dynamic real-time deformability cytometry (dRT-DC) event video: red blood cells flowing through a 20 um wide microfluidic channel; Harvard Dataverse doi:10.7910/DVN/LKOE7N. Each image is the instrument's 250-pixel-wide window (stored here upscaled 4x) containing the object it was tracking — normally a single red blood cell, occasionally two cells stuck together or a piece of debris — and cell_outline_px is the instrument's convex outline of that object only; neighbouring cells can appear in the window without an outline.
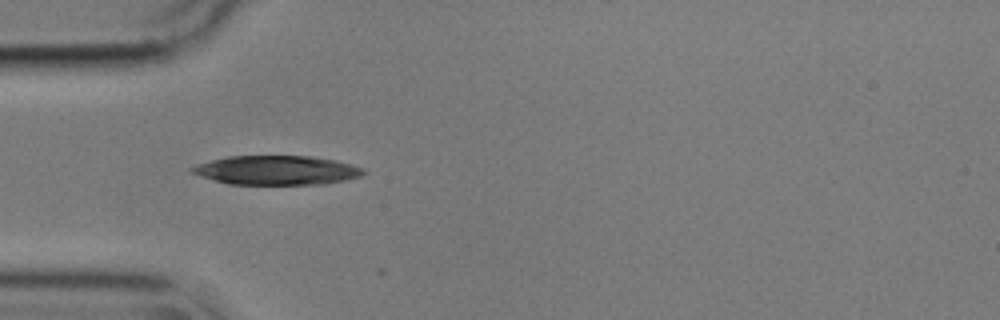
{"species": "common noctule bat (a hibernating species)", "species_latin": "Nyctalus noctula", "temperature_condition": "cold", "stored_images_in_passage": 10, "camera_frame_rate_fps": 3000, "um_per_image_px": 0.085, "animal": {"sex": "male", "body_mass_g": 17.9}, "frame": {"image": 1, "passage_image": 1, "time_ms": 0.0, "image_size_px": [1000, 320], "cell_outline_px": [[368, 172], [360, 176], [344, 180], [324, 184], [228, 184], [200, 176], [192, 172], [188, 168], [196, 164], [228, 156], [308, 156], [336, 160], [352, 164], [364, 168]], "centroid_in_image_um": [23.53, 14.47], "position_along_channel_um": 61.5, "area_um2": 29.19}}
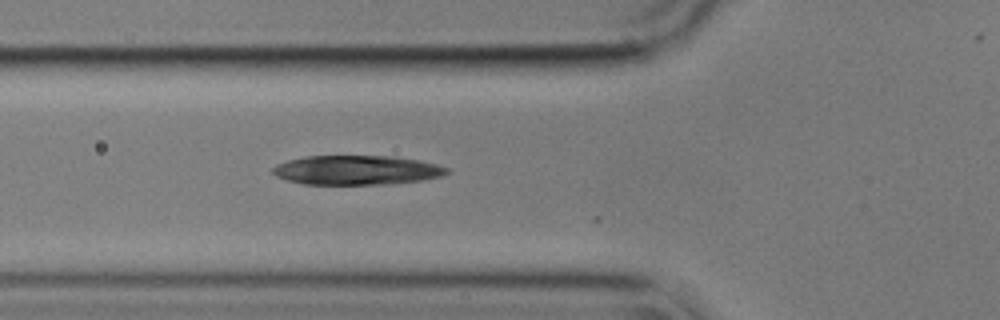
{"frame": {"image": 2, "passage_image": 4, "time_ms": 1.0, "image_size_px": [1000, 320], "cell_outline_px": [[448, 172], [440, 176], [420, 180], [384, 184], [304, 184], [288, 180], [276, 176], [272, 172], [272, 168], [276, 164], [288, 160], [304, 156], [392, 156], [420, 160], [436, 164], [448, 168]], "centroid_in_image_um": [30.28, 14.45], "position_along_channel_um": 95.5, "area_um2": 29.59}}
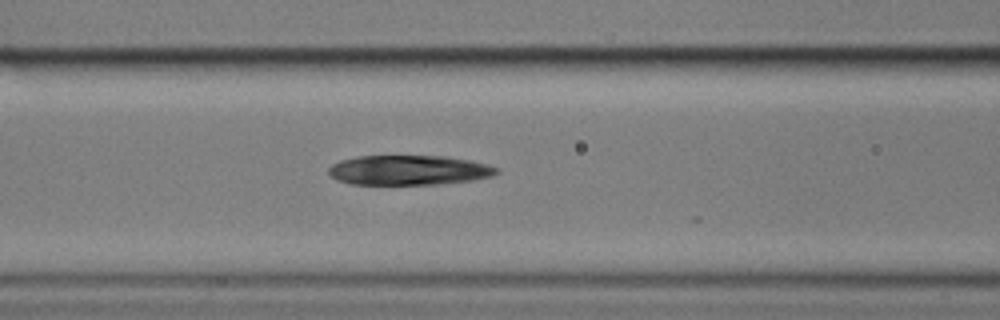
{"frame": {"image": 3, "passage_image": 7, "time_ms": 2.0, "image_size_px": [1000, 320], "cell_outline_px": [[500, 172], [492, 176], [472, 180], [440, 184], [352, 184], [336, 180], [328, 176], [328, 168], [332, 164], [340, 160], [356, 156], [444, 156], [468, 160], [500, 168]], "centroid_in_image_um": [34.7, 14.46], "position_along_channel_um": 131.9, "area_um2": 29.25}}